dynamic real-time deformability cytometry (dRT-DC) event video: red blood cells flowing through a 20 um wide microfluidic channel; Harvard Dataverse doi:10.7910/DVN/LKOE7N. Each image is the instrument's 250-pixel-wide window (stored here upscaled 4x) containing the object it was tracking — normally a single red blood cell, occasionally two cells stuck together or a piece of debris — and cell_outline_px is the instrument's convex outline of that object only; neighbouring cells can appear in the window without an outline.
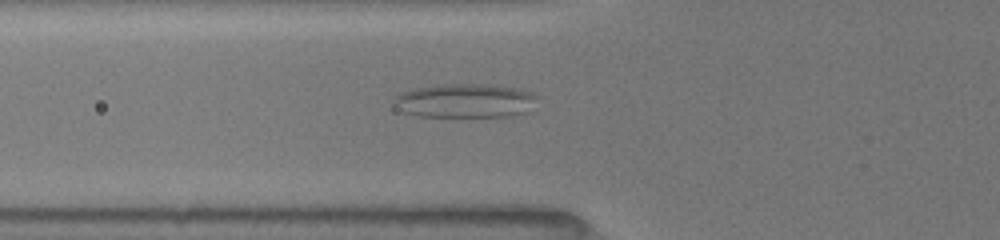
{"species": "common noctule bat (a hibernating species)", "species_latin": "Nyctalus noctula", "temperature_condition": "room temperature", "stored_images_in_passage": 42, "camera_frame_rate_fps": 3000, "um_per_image_px": 0.085, "animal": {"sex": "female", "body_mass_g": 19.5, "forearm_length_mm": 54.1}, "frame": {"image": 1, "passage_image": 8, "time_ms": 2.333, "image_size_px": [1000, 240], "cell_outline_px": [[540, 96], [528, 112], [508, 116], [420, 116], [404, 112], [392, 100], [396, 96], [404, 92], [416, 88], [444, 84], [484, 84], [512, 88], [532, 92]], "centroid_in_image_um": [39.59, 8.56], "position_along_channel_um": 86.2, "area_um2": 28.03}}
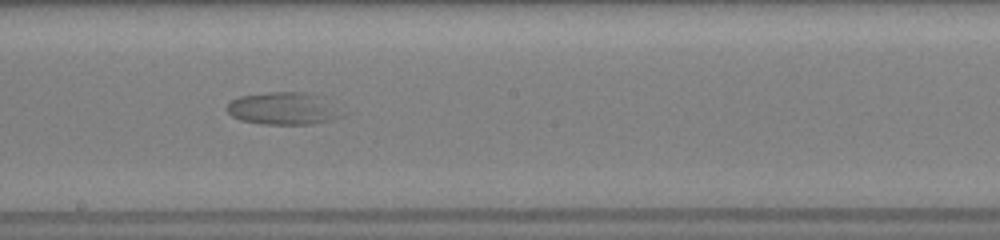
{"frame": {"image": 2, "passage_image": 19, "time_ms": 6.0, "image_size_px": [1000, 240], "cell_outline_px": [[348, 112], [344, 116], [332, 120], [312, 124], [260, 124], [240, 120], [232, 116], [224, 108], [232, 100], [240, 96], [268, 92], [308, 92], [324, 96]], "centroid_in_image_um": [24.19, 9.22], "position_along_channel_um": 224.0, "area_um2": 22.48}}
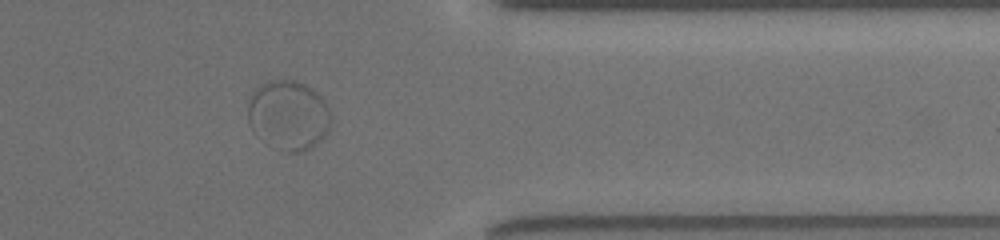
{"frame": {"image": 3, "passage_image": 33, "time_ms": 10.667, "image_size_px": [1000, 240], "cell_outline_px": [[332, 124], [328, 132], [312, 148], [300, 152], [288, 152], [276, 148], [248, 120], [248, 100], [252, 92], [260, 84], [268, 80], [296, 80], [312, 88], [328, 104], [332, 116]], "centroid_in_image_um": [24.6, 9.75], "position_along_channel_um": 386.8, "area_um2": 33.41}}